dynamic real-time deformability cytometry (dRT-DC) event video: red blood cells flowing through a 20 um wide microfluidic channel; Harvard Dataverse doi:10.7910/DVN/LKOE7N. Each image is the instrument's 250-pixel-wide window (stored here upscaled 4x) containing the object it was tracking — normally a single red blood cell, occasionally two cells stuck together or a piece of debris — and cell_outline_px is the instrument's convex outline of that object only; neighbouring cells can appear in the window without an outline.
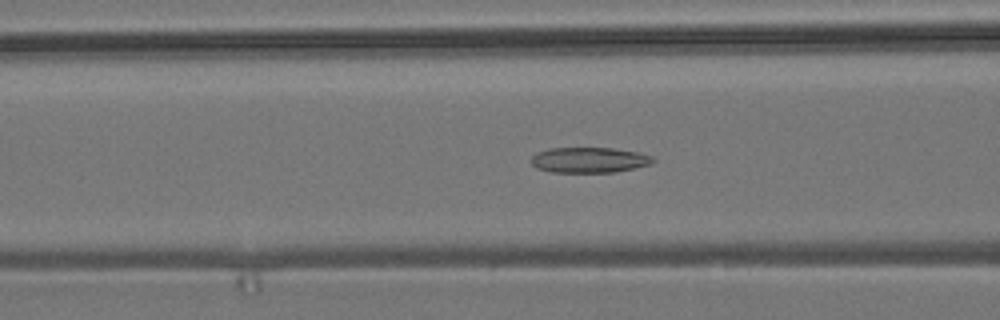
{"species": "common noctule bat (a hibernating species)", "species_latin": "Nyctalus noctula", "temperature_condition": "room temperature", "stored_images_in_passage": 56, "camera_frame_rate_fps": 3000, "um_per_image_px": 0.085, "animal": {"sex": "male", "body_mass_g": 19.2, "forearm_length_mm": 51.8}, "frame": {"image": 1, "passage_image": 22, "time_ms": 7.0, "image_size_px": [1000, 320], "cell_outline_px": [[656, 160], [652, 164], [616, 172], [552, 172], [536, 168], [532, 164], [532, 156], [536, 152], [552, 148], [612, 148], [640, 152], [652, 156]], "centroid_in_image_um": [50.12, 13.6], "position_along_channel_um": 116.5, "area_um2": 18.15}}
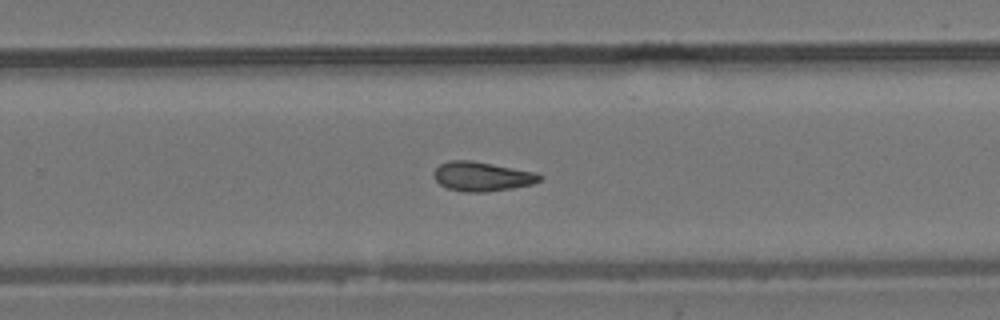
{"frame": {"image": 2, "passage_image": 36, "time_ms": 11.667, "image_size_px": [1000, 320], "cell_outline_px": [[544, 176], [540, 180], [532, 184], [512, 188], [484, 192], [464, 192], [448, 188], [440, 184], [436, 180], [432, 172], [440, 164], [452, 160], [472, 160], [532, 172]], "centroid_in_image_um": [40.93, 15.0], "position_along_channel_um": 288.9, "area_um2": 17.86}}
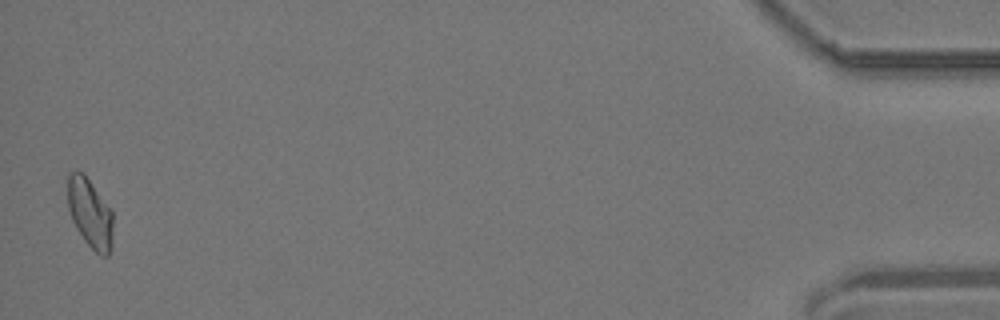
{"frame": {"image": 3, "passage_image": 55, "time_ms": 18.0, "image_size_px": [1000, 320], "cell_outline_px": [[112, 248], [108, 256], [100, 256], [84, 240], [76, 228], [72, 220], [68, 208], [68, 176], [72, 172], [84, 172], [112, 212]], "centroid_in_image_um": [7.65, 18.15], "position_along_channel_um": 427.5, "area_um2": 18.15}, "authors_computed_cell_mechanics": {"area_um2": 18.1492, "velocity_mm_per_s": 3.7051, "shape_relaxation_time_tau1_ms": null, "shape_relaxation_time_tau2_ms": 5.4139, "deformation_change_tau1": null, "deformation_change_tau2": 0.1327}}